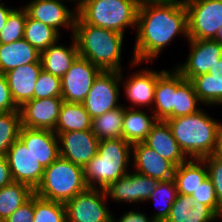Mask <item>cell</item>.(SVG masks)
<instances>
[{
	"label": "cell",
	"instance_id": "cell-1",
	"mask_svg": "<svg viewBox=\"0 0 222 222\" xmlns=\"http://www.w3.org/2000/svg\"><path fill=\"white\" fill-rule=\"evenodd\" d=\"M132 65L153 61L178 34L188 39L187 9L183 0L141 2L137 13Z\"/></svg>",
	"mask_w": 222,
	"mask_h": 222
},
{
	"label": "cell",
	"instance_id": "cell-2",
	"mask_svg": "<svg viewBox=\"0 0 222 222\" xmlns=\"http://www.w3.org/2000/svg\"><path fill=\"white\" fill-rule=\"evenodd\" d=\"M79 56L88 59L102 71H121L123 34L86 24L78 15L73 34Z\"/></svg>",
	"mask_w": 222,
	"mask_h": 222
},
{
	"label": "cell",
	"instance_id": "cell-3",
	"mask_svg": "<svg viewBox=\"0 0 222 222\" xmlns=\"http://www.w3.org/2000/svg\"><path fill=\"white\" fill-rule=\"evenodd\" d=\"M203 111L200 108L191 115L166 119L181 151L193 160L213 154L221 124Z\"/></svg>",
	"mask_w": 222,
	"mask_h": 222
},
{
	"label": "cell",
	"instance_id": "cell-4",
	"mask_svg": "<svg viewBox=\"0 0 222 222\" xmlns=\"http://www.w3.org/2000/svg\"><path fill=\"white\" fill-rule=\"evenodd\" d=\"M131 149L132 144L122 138L100 140L97 154L83 167L88 188L105 189L126 175Z\"/></svg>",
	"mask_w": 222,
	"mask_h": 222
},
{
	"label": "cell",
	"instance_id": "cell-5",
	"mask_svg": "<svg viewBox=\"0 0 222 222\" xmlns=\"http://www.w3.org/2000/svg\"><path fill=\"white\" fill-rule=\"evenodd\" d=\"M88 188L83 167L58 157L48 167L34 193L44 199L65 204Z\"/></svg>",
	"mask_w": 222,
	"mask_h": 222
},
{
	"label": "cell",
	"instance_id": "cell-6",
	"mask_svg": "<svg viewBox=\"0 0 222 222\" xmlns=\"http://www.w3.org/2000/svg\"><path fill=\"white\" fill-rule=\"evenodd\" d=\"M138 0H85L77 11L89 25L124 35L126 27L137 26Z\"/></svg>",
	"mask_w": 222,
	"mask_h": 222
},
{
	"label": "cell",
	"instance_id": "cell-7",
	"mask_svg": "<svg viewBox=\"0 0 222 222\" xmlns=\"http://www.w3.org/2000/svg\"><path fill=\"white\" fill-rule=\"evenodd\" d=\"M188 39H213L222 25V0H183Z\"/></svg>",
	"mask_w": 222,
	"mask_h": 222
},
{
	"label": "cell",
	"instance_id": "cell-8",
	"mask_svg": "<svg viewBox=\"0 0 222 222\" xmlns=\"http://www.w3.org/2000/svg\"><path fill=\"white\" fill-rule=\"evenodd\" d=\"M104 189L87 188L66 202L67 222H112Z\"/></svg>",
	"mask_w": 222,
	"mask_h": 222
},
{
	"label": "cell",
	"instance_id": "cell-9",
	"mask_svg": "<svg viewBox=\"0 0 222 222\" xmlns=\"http://www.w3.org/2000/svg\"><path fill=\"white\" fill-rule=\"evenodd\" d=\"M121 81L122 71H101L94 79L88 95L82 102L92 119L121 106L118 104Z\"/></svg>",
	"mask_w": 222,
	"mask_h": 222
},
{
	"label": "cell",
	"instance_id": "cell-10",
	"mask_svg": "<svg viewBox=\"0 0 222 222\" xmlns=\"http://www.w3.org/2000/svg\"><path fill=\"white\" fill-rule=\"evenodd\" d=\"M101 71L88 59L78 56L70 69L61 77V98L66 102L82 103Z\"/></svg>",
	"mask_w": 222,
	"mask_h": 222
},
{
	"label": "cell",
	"instance_id": "cell-11",
	"mask_svg": "<svg viewBox=\"0 0 222 222\" xmlns=\"http://www.w3.org/2000/svg\"><path fill=\"white\" fill-rule=\"evenodd\" d=\"M5 157L13 181L26 184L35 191L42 181L44 168L19 138L11 145Z\"/></svg>",
	"mask_w": 222,
	"mask_h": 222
},
{
	"label": "cell",
	"instance_id": "cell-12",
	"mask_svg": "<svg viewBox=\"0 0 222 222\" xmlns=\"http://www.w3.org/2000/svg\"><path fill=\"white\" fill-rule=\"evenodd\" d=\"M191 52L186 62L175 68L185 79L207 74L222 58V45L214 39H188Z\"/></svg>",
	"mask_w": 222,
	"mask_h": 222
},
{
	"label": "cell",
	"instance_id": "cell-13",
	"mask_svg": "<svg viewBox=\"0 0 222 222\" xmlns=\"http://www.w3.org/2000/svg\"><path fill=\"white\" fill-rule=\"evenodd\" d=\"M59 140V157L84 167L98 152L99 139L92 130L55 133Z\"/></svg>",
	"mask_w": 222,
	"mask_h": 222
},
{
	"label": "cell",
	"instance_id": "cell-14",
	"mask_svg": "<svg viewBox=\"0 0 222 222\" xmlns=\"http://www.w3.org/2000/svg\"><path fill=\"white\" fill-rule=\"evenodd\" d=\"M63 102L61 97L32 99L25 102L19 108L21 126L54 131Z\"/></svg>",
	"mask_w": 222,
	"mask_h": 222
},
{
	"label": "cell",
	"instance_id": "cell-15",
	"mask_svg": "<svg viewBox=\"0 0 222 222\" xmlns=\"http://www.w3.org/2000/svg\"><path fill=\"white\" fill-rule=\"evenodd\" d=\"M157 179L135 173H127L117 181L110 183L104 190L106 196L117 202L136 203L148 201L158 184Z\"/></svg>",
	"mask_w": 222,
	"mask_h": 222
},
{
	"label": "cell",
	"instance_id": "cell-16",
	"mask_svg": "<svg viewBox=\"0 0 222 222\" xmlns=\"http://www.w3.org/2000/svg\"><path fill=\"white\" fill-rule=\"evenodd\" d=\"M30 18L41 21L54 28L58 33L61 26L68 27L74 34L75 19L78 15L64 5L61 0H31L23 7ZM59 28V29H58Z\"/></svg>",
	"mask_w": 222,
	"mask_h": 222
},
{
	"label": "cell",
	"instance_id": "cell-17",
	"mask_svg": "<svg viewBox=\"0 0 222 222\" xmlns=\"http://www.w3.org/2000/svg\"><path fill=\"white\" fill-rule=\"evenodd\" d=\"M132 149L133 168L137 173L158 181L174 178L176 166L168 159L161 157L143 142L132 144Z\"/></svg>",
	"mask_w": 222,
	"mask_h": 222
},
{
	"label": "cell",
	"instance_id": "cell-18",
	"mask_svg": "<svg viewBox=\"0 0 222 222\" xmlns=\"http://www.w3.org/2000/svg\"><path fill=\"white\" fill-rule=\"evenodd\" d=\"M18 138L43 168L48 167L59 157V140L54 131L21 126Z\"/></svg>",
	"mask_w": 222,
	"mask_h": 222
},
{
	"label": "cell",
	"instance_id": "cell-19",
	"mask_svg": "<svg viewBox=\"0 0 222 222\" xmlns=\"http://www.w3.org/2000/svg\"><path fill=\"white\" fill-rule=\"evenodd\" d=\"M41 71V63H29L4 73L12 99L19 108L34 99V89Z\"/></svg>",
	"mask_w": 222,
	"mask_h": 222
},
{
	"label": "cell",
	"instance_id": "cell-20",
	"mask_svg": "<svg viewBox=\"0 0 222 222\" xmlns=\"http://www.w3.org/2000/svg\"><path fill=\"white\" fill-rule=\"evenodd\" d=\"M143 143L161 157L168 159L176 167L188 159L173 137L172 130L166 120H158Z\"/></svg>",
	"mask_w": 222,
	"mask_h": 222
},
{
	"label": "cell",
	"instance_id": "cell-21",
	"mask_svg": "<svg viewBox=\"0 0 222 222\" xmlns=\"http://www.w3.org/2000/svg\"><path fill=\"white\" fill-rule=\"evenodd\" d=\"M165 71L154 72L153 70H143L142 68V71L130 76L124 83L127 99L134 103L133 105H137V107L148 105L151 108L152 106L149 104L152 105L154 103L157 79Z\"/></svg>",
	"mask_w": 222,
	"mask_h": 222
},
{
	"label": "cell",
	"instance_id": "cell-22",
	"mask_svg": "<svg viewBox=\"0 0 222 222\" xmlns=\"http://www.w3.org/2000/svg\"><path fill=\"white\" fill-rule=\"evenodd\" d=\"M219 218L209 206L178 194L165 222H211Z\"/></svg>",
	"mask_w": 222,
	"mask_h": 222
},
{
	"label": "cell",
	"instance_id": "cell-23",
	"mask_svg": "<svg viewBox=\"0 0 222 222\" xmlns=\"http://www.w3.org/2000/svg\"><path fill=\"white\" fill-rule=\"evenodd\" d=\"M41 63L39 51L24 38L9 44L0 43V72L6 73L18 66Z\"/></svg>",
	"mask_w": 222,
	"mask_h": 222
},
{
	"label": "cell",
	"instance_id": "cell-24",
	"mask_svg": "<svg viewBox=\"0 0 222 222\" xmlns=\"http://www.w3.org/2000/svg\"><path fill=\"white\" fill-rule=\"evenodd\" d=\"M71 37L73 43L70 47L58 45L56 42L40 53L43 70L61 78L70 69L79 56L76 40L73 35Z\"/></svg>",
	"mask_w": 222,
	"mask_h": 222
},
{
	"label": "cell",
	"instance_id": "cell-25",
	"mask_svg": "<svg viewBox=\"0 0 222 222\" xmlns=\"http://www.w3.org/2000/svg\"><path fill=\"white\" fill-rule=\"evenodd\" d=\"M176 93V69L165 71L156 82L153 107L154 115L158 120L174 118V100Z\"/></svg>",
	"mask_w": 222,
	"mask_h": 222
},
{
	"label": "cell",
	"instance_id": "cell-26",
	"mask_svg": "<svg viewBox=\"0 0 222 222\" xmlns=\"http://www.w3.org/2000/svg\"><path fill=\"white\" fill-rule=\"evenodd\" d=\"M208 177V169L202 159H188L175 168L174 180L178 194L192 196L201 183Z\"/></svg>",
	"mask_w": 222,
	"mask_h": 222
},
{
	"label": "cell",
	"instance_id": "cell-27",
	"mask_svg": "<svg viewBox=\"0 0 222 222\" xmlns=\"http://www.w3.org/2000/svg\"><path fill=\"white\" fill-rule=\"evenodd\" d=\"M125 108L122 139L130 144L143 142L151 131L153 125L158 121L155 115L150 117L146 112L137 110L133 107Z\"/></svg>",
	"mask_w": 222,
	"mask_h": 222
},
{
	"label": "cell",
	"instance_id": "cell-28",
	"mask_svg": "<svg viewBox=\"0 0 222 222\" xmlns=\"http://www.w3.org/2000/svg\"><path fill=\"white\" fill-rule=\"evenodd\" d=\"M92 118L82 103L64 101L54 133L91 130Z\"/></svg>",
	"mask_w": 222,
	"mask_h": 222
},
{
	"label": "cell",
	"instance_id": "cell-29",
	"mask_svg": "<svg viewBox=\"0 0 222 222\" xmlns=\"http://www.w3.org/2000/svg\"><path fill=\"white\" fill-rule=\"evenodd\" d=\"M200 103L191 80L185 79L176 70V93L174 100V118L198 112Z\"/></svg>",
	"mask_w": 222,
	"mask_h": 222
},
{
	"label": "cell",
	"instance_id": "cell-30",
	"mask_svg": "<svg viewBox=\"0 0 222 222\" xmlns=\"http://www.w3.org/2000/svg\"><path fill=\"white\" fill-rule=\"evenodd\" d=\"M34 191L26 184L12 182L0 189V220L5 221L22 204H24Z\"/></svg>",
	"mask_w": 222,
	"mask_h": 222
},
{
	"label": "cell",
	"instance_id": "cell-31",
	"mask_svg": "<svg viewBox=\"0 0 222 222\" xmlns=\"http://www.w3.org/2000/svg\"><path fill=\"white\" fill-rule=\"evenodd\" d=\"M125 107L103 113L92 119V132L99 139L122 138V125Z\"/></svg>",
	"mask_w": 222,
	"mask_h": 222
},
{
	"label": "cell",
	"instance_id": "cell-32",
	"mask_svg": "<svg viewBox=\"0 0 222 222\" xmlns=\"http://www.w3.org/2000/svg\"><path fill=\"white\" fill-rule=\"evenodd\" d=\"M59 37L60 34L54 28L27 15L23 38L35 47L39 53L45 51L50 45L55 44Z\"/></svg>",
	"mask_w": 222,
	"mask_h": 222
},
{
	"label": "cell",
	"instance_id": "cell-33",
	"mask_svg": "<svg viewBox=\"0 0 222 222\" xmlns=\"http://www.w3.org/2000/svg\"><path fill=\"white\" fill-rule=\"evenodd\" d=\"M191 82L202 105H222V81L207 73L194 77Z\"/></svg>",
	"mask_w": 222,
	"mask_h": 222
},
{
	"label": "cell",
	"instance_id": "cell-34",
	"mask_svg": "<svg viewBox=\"0 0 222 222\" xmlns=\"http://www.w3.org/2000/svg\"><path fill=\"white\" fill-rule=\"evenodd\" d=\"M177 195L178 190L174 178L158 182L155 191L150 195L148 200H153L156 203L163 202L164 206L151 217L154 222H165Z\"/></svg>",
	"mask_w": 222,
	"mask_h": 222
},
{
	"label": "cell",
	"instance_id": "cell-35",
	"mask_svg": "<svg viewBox=\"0 0 222 222\" xmlns=\"http://www.w3.org/2000/svg\"><path fill=\"white\" fill-rule=\"evenodd\" d=\"M20 128V110L0 113V156H6L11 145L18 139Z\"/></svg>",
	"mask_w": 222,
	"mask_h": 222
},
{
	"label": "cell",
	"instance_id": "cell-36",
	"mask_svg": "<svg viewBox=\"0 0 222 222\" xmlns=\"http://www.w3.org/2000/svg\"><path fill=\"white\" fill-rule=\"evenodd\" d=\"M33 222H67L65 205L35 194Z\"/></svg>",
	"mask_w": 222,
	"mask_h": 222
},
{
	"label": "cell",
	"instance_id": "cell-37",
	"mask_svg": "<svg viewBox=\"0 0 222 222\" xmlns=\"http://www.w3.org/2000/svg\"><path fill=\"white\" fill-rule=\"evenodd\" d=\"M27 13L24 8L14 9L8 16L6 24L0 32V43L9 44L23 39Z\"/></svg>",
	"mask_w": 222,
	"mask_h": 222
},
{
	"label": "cell",
	"instance_id": "cell-38",
	"mask_svg": "<svg viewBox=\"0 0 222 222\" xmlns=\"http://www.w3.org/2000/svg\"><path fill=\"white\" fill-rule=\"evenodd\" d=\"M61 78L50 74L42 69L36 81L34 89V99H44L51 97H61Z\"/></svg>",
	"mask_w": 222,
	"mask_h": 222
},
{
	"label": "cell",
	"instance_id": "cell-39",
	"mask_svg": "<svg viewBox=\"0 0 222 222\" xmlns=\"http://www.w3.org/2000/svg\"><path fill=\"white\" fill-rule=\"evenodd\" d=\"M208 169V177L212 181L215 189L218 208L222 212V160L213 157L212 155L202 159Z\"/></svg>",
	"mask_w": 222,
	"mask_h": 222
},
{
	"label": "cell",
	"instance_id": "cell-40",
	"mask_svg": "<svg viewBox=\"0 0 222 222\" xmlns=\"http://www.w3.org/2000/svg\"><path fill=\"white\" fill-rule=\"evenodd\" d=\"M191 198L194 201H199L202 204L209 206L219 217L222 212L218 208V201L215 194V189L212 181L207 177L201 185L192 194Z\"/></svg>",
	"mask_w": 222,
	"mask_h": 222
},
{
	"label": "cell",
	"instance_id": "cell-41",
	"mask_svg": "<svg viewBox=\"0 0 222 222\" xmlns=\"http://www.w3.org/2000/svg\"><path fill=\"white\" fill-rule=\"evenodd\" d=\"M34 211L35 193L4 222H33Z\"/></svg>",
	"mask_w": 222,
	"mask_h": 222
},
{
	"label": "cell",
	"instance_id": "cell-42",
	"mask_svg": "<svg viewBox=\"0 0 222 222\" xmlns=\"http://www.w3.org/2000/svg\"><path fill=\"white\" fill-rule=\"evenodd\" d=\"M14 110H19V107L12 99L5 75L0 72V113Z\"/></svg>",
	"mask_w": 222,
	"mask_h": 222
},
{
	"label": "cell",
	"instance_id": "cell-43",
	"mask_svg": "<svg viewBox=\"0 0 222 222\" xmlns=\"http://www.w3.org/2000/svg\"><path fill=\"white\" fill-rule=\"evenodd\" d=\"M12 182L9 163L5 156H0V189Z\"/></svg>",
	"mask_w": 222,
	"mask_h": 222
},
{
	"label": "cell",
	"instance_id": "cell-44",
	"mask_svg": "<svg viewBox=\"0 0 222 222\" xmlns=\"http://www.w3.org/2000/svg\"><path fill=\"white\" fill-rule=\"evenodd\" d=\"M112 222H154L151 218H147V216L142 212L138 211H129L125 212L118 221H115L112 218Z\"/></svg>",
	"mask_w": 222,
	"mask_h": 222
},
{
	"label": "cell",
	"instance_id": "cell-45",
	"mask_svg": "<svg viewBox=\"0 0 222 222\" xmlns=\"http://www.w3.org/2000/svg\"><path fill=\"white\" fill-rule=\"evenodd\" d=\"M212 156L222 160V123L220 124L218 129L216 147Z\"/></svg>",
	"mask_w": 222,
	"mask_h": 222
},
{
	"label": "cell",
	"instance_id": "cell-46",
	"mask_svg": "<svg viewBox=\"0 0 222 222\" xmlns=\"http://www.w3.org/2000/svg\"><path fill=\"white\" fill-rule=\"evenodd\" d=\"M14 10V8L5 7L4 3H0V32L4 28L9 14Z\"/></svg>",
	"mask_w": 222,
	"mask_h": 222
},
{
	"label": "cell",
	"instance_id": "cell-47",
	"mask_svg": "<svg viewBox=\"0 0 222 222\" xmlns=\"http://www.w3.org/2000/svg\"><path fill=\"white\" fill-rule=\"evenodd\" d=\"M208 73H210L214 79L222 81V58L218 63L211 67Z\"/></svg>",
	"mask_w": 222,
	"mask_h": 222
},
{
	"label": "cell",
	"instance_id": "cell-48",
	"mask_svg": "<svg viewBox=\"0 0 222 222\" xmlns=\"http://www.w3.org/2000/svg\"><path fill=\"white\" fill-rule=\"evenodd\" d=\"M213 39L222 45V25Z\"/></svg>",
	"mask_w": 222,
	"mask_h": 222
},
{
	"label": "cell",
	"instance_id": "cell-49",
	"mask_svg": "<svg viewBox=\"0 0 222 222\" xmlns=\"http://www.w3.org/2000/svg\"><path fill=\"white\" fill-rule=\"evenodd\" d=\"M70 1H73V3H74L75 0H70ZM84 2H85V0H78L77 3H76V8L77 9H75V10L78 11Z\"/></svg>",
	"mask_w": 222,
	"mask_h": 222
},
{
	"label": "cell",
	"instance_id": "cell-50",
	"mask_svg": "<svg viewBox=\"0 0 222 222\" xmlns=\"http://www.w3.org/2000/svg\"><path fill=\"white\" fill-rule=\"evenodd\" d=\"M140 3L145 1H164V0H138Z\"/></svg>",
	"mask_w": 222,
	"mask_h": 222
}]
</instances>
